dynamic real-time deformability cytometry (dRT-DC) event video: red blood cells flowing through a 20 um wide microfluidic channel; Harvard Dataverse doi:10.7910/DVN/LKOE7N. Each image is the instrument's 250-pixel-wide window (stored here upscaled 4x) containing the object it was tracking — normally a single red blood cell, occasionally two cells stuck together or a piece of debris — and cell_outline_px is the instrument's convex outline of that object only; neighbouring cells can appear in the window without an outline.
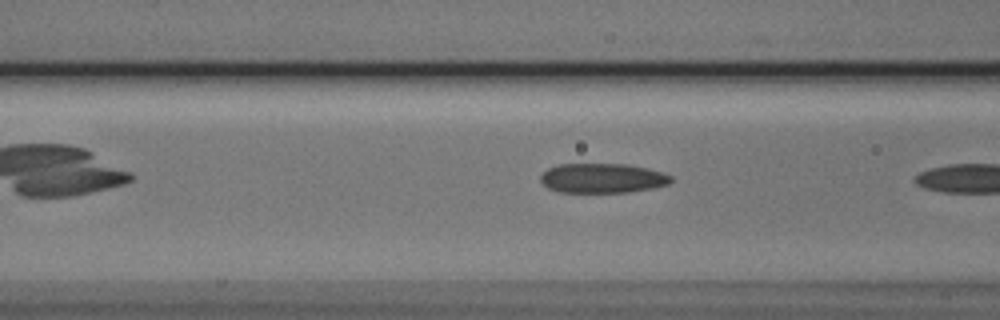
{"species": "Egyptian fruit bat (a non-hibernating species)", "species_latin": "Rousettus aegyptiacus", "temperature_condition": "cold", "stored_images_in_passage": 10, "camera_frame_rate_fps": 3000, "um_per_image_px": 0.085, "animal": {"sex": "male"}, "frame": {"image": 1, "passage_image": 9, "time_ms": 2.667, "image_size_px": [1000, 320], "cell_outline_px": [[672, 180], [668, 184], [652, 188], [628, 192], [560, 192], [548, 188], [540, 180], [540, 176], [548, 168], [556, 164], [628, 164], [648, 168], [664, 172], [672, 176]], "centroid_in_image_um": [51.22, 15.13], "position_along_channel_um": 115.4, "area_um2": 22.6}}